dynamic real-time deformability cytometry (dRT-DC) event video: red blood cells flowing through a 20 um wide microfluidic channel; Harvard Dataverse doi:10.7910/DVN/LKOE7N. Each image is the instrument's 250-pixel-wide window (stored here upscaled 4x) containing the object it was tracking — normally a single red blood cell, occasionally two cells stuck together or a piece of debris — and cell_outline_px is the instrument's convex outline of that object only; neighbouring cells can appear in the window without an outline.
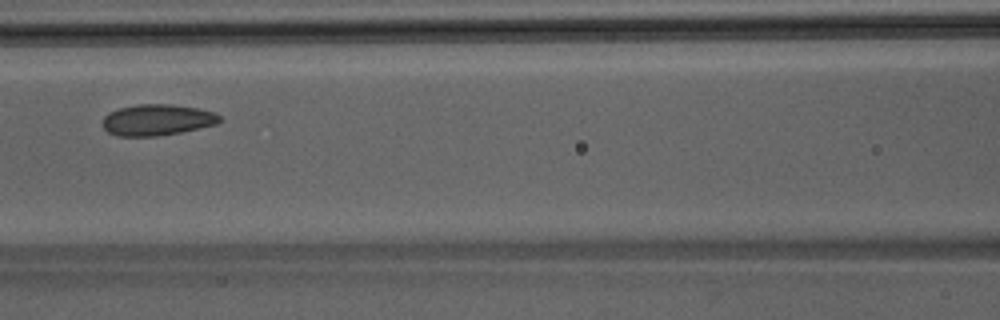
{"species": "Egyptian fruit bat (a non-hibernating species)", "species_latin": "Rousettus aegyptiacus", "temperature_condition": "room temperature", "stored_images_in_passage": 37, "camera_frame_rate_fps": 3000, "um_per_image_px": 0.085, "animal": {"sex": "male"}, "frame": {"image": 1, "passage_image": 11, "time_ms": 3.333, "image_size_px": [1000, 320], "cell_outline_px": [[220, 120], [216, 124], [200, 128], [180, 132], [156, 136], [116, 136], [108, 132], [104, 128], [104, 116], [108, 112], [120, 108], [140, 104], [168, 104], [196, 108], [216, 112], [220, 116]], "centroid_in_image_um": [13.35, 10.19], "position_along_channel_um": 153.2, "area_um2": 21.1}}
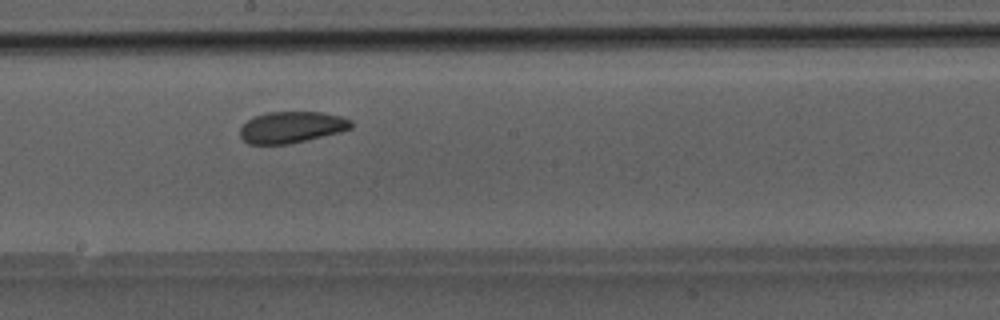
{"frame": {"image": 2, "passage_image": 16, "time_ms": 5.0, "image_size_px": [1000, 320], "cell_outline_px": [[352, 128], [340, 132], [288, 144], [248, 144], [240, 136], [240, 128], [252, 116], [268, 112], [320, 112], [340, 116], [352, 120]], "centroid_in_image_um": [24.77, 10.81], "position_along_channel_um": 223.4, "area_um2": 20.29}}
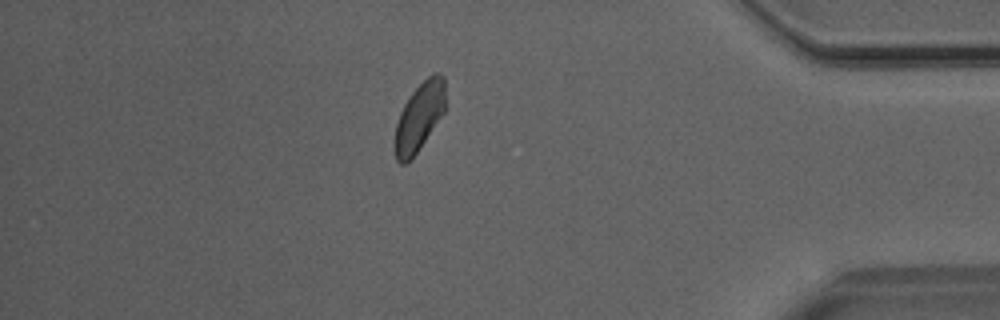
{"frame": {"image": 3, "passage_image": 31, "time_ms": 10.0, "image_size_px": [1000, 320], "cell_outline_px": [[444, 112], [416, 152], [404, 164], [400, 164], [396, 160], [396, 124], [400, 112], [404, 104], [412, 92], [432, 72], [440, 72], [444, 76]], "centroid_in_image_um": [35.65, 9.87], "position_along_channel_um": 399.5, "area_um2": 19.48}}